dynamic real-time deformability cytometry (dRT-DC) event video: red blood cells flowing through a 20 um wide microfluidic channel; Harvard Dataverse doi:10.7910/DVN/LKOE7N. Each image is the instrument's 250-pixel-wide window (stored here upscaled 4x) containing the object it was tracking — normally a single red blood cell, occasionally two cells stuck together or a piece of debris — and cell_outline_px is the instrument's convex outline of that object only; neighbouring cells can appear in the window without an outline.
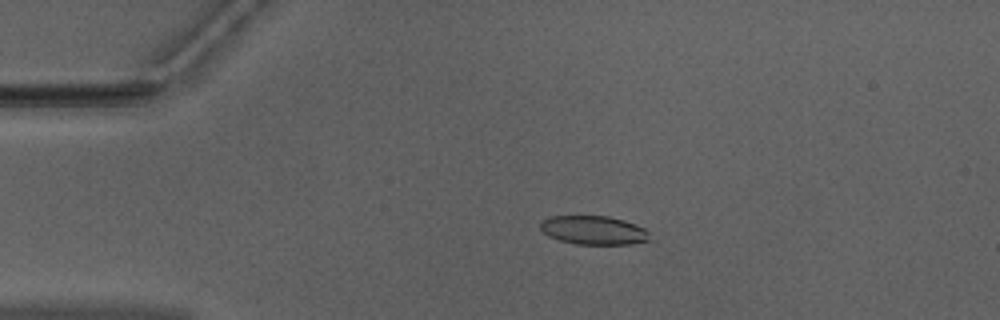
{"species": "Egyptian fruit bat (a non-hibernating species)", "species_latin": "Rousettus aegyptiacus", "temperature_condition": "warm", "stored_images_in_passage": 50, "camera_frame_rate_fps": 3000, "um_per_image_px": 0.085, "animal": {"sex": "male"}, "frame": {"image": 1, "passage_image": 9, "time_ms": 2.667, "image_size_px": [1000, 320], "cell_outline_px": [[652, 240], [628, 244], [576, 244], [560, 240], [548, 236], [540, 228], [540, 220], [548, 216], [608, 216], [624, 220], [636, 224], [644, 228], [648, 232]], "centroid_in_image_um": [50.45, 19.56], "position_along_channel_um": 34.5, "area_um2": 18.44}}
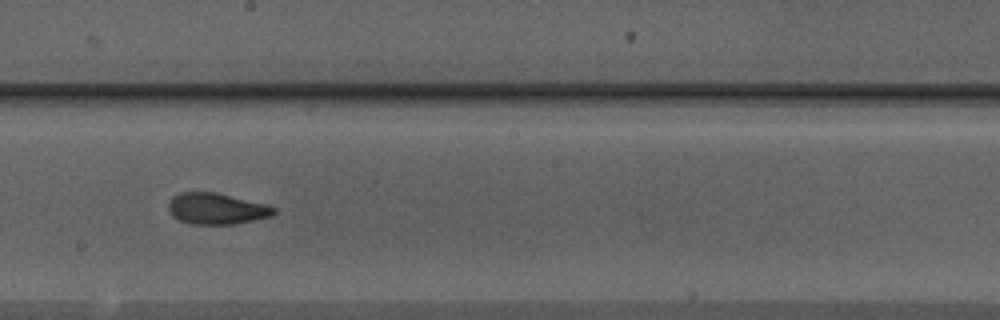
{"frame": {"image": 2, "passage_image": 27, "time_ms": 8.667, "image_size_px": [1000, 320], "cell_outline_px": [[276, 212], [272, 216], [236, 224], [188, 224], [172, 216], [168, 208], [168, 204], [172, 196], [180, 192], [216, 192], [268, 204], [276, 208]], "centroid_in_image_um": [18.42, 17.73], "position_along_channel_um": 229.8, "area_um2": 19.42}}
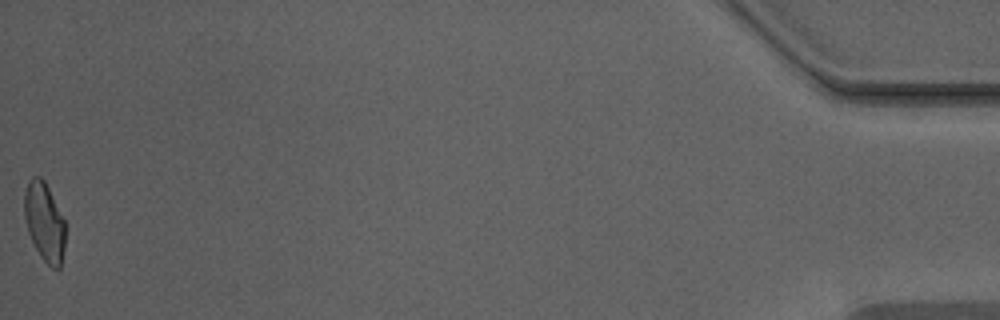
{"frame": {"image": 3, "passage_image": 50, "time_ms": 16.333, "image_size_px": [1000, 320], "cell_outline_px": [[64, 248], [60, 268], [52, 268], [40, 256], [28, 232], [24, 216], [24, 192], [28, 180], [32, 176], [40, 176], [44, 180], [64, 220]], "centroid_in_image_um": [3.75, 18.84], "position_along_channel_um": 431.4, "area_um2": 18.55}, "authors_computed_cell_mechanics": {"area_um2": 19.1607, "velocity_mm_per_s": 3.9625, "shape_relaxation_time_tau1_ms": 7.6124, "shape_relaxation_time_tau2_ms": 1.3821, "deformation_change_tau1": 0.209, "deformation_change_tau2": 0.0759}}